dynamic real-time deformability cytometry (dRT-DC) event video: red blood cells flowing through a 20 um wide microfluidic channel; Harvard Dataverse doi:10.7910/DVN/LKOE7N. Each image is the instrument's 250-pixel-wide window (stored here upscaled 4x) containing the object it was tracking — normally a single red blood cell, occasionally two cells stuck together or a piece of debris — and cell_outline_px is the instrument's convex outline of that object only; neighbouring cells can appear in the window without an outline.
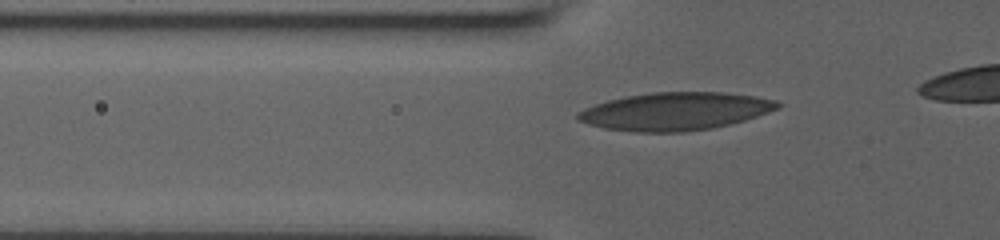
{"species": "human", "species_latin": "Homo sapiens", "temperature_condition": "room temperature", "stored_images_in_passage": 43, "camera_frame_rate_fps": 3000, "um_per_image_px": 0.085, "donor": {"sex": "male"}, "frame": {"image": 1, "passage_image": 26, "time_ms": 4.0, "image_size_px": [1000, 240], "cell_outline_px": [[780, 108], [744, 120], [712, 128], [684, 132], [636, 132], [604, 128], [588, 124], [576, 120], [576, 112], [584, 108], [608, 100], [624, 96], [652, 92], [724, 92], [756, 96], [776, 100], [780, 104]], "centroid_in_image_um": [57.36, 9.46], "position_along_channel_um": 68.4, "area_um2": 44.16}}
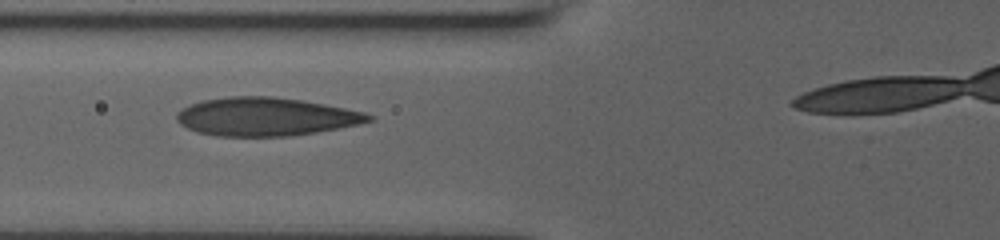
{"frame": {"image": 2, "passage_image": 32, "time_ms": 5.0, "image_size_px": [1000, 240], "cell_outline_px": [[376, 116], [372, 120], [356, 124], [316, 132], [288, 136], [220, 136], [196, 132], [180, 124], [176, 120], [176, 112], [200, 100], [228, 96], [272, 96], [300, 100], [324, 104], [364, 112]], "centroid_in_image_um": [22.55, 9.91], "position_along_channel_um": 103.3, "area_um2": 42.66}}
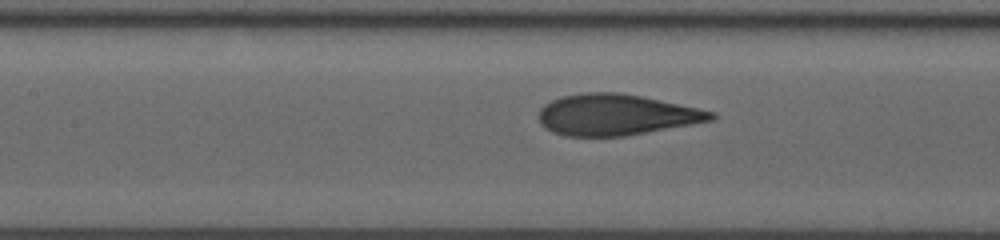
{"frame": {"image": 3, "passage_image": 38, "time_ms": 6.333, "image_size_px": [1000, 240], "cell_outline_px": [[716, 116], [712, 120], [692, 124], [624, 136], [564, 136], [552, 132], [544, 128], [540, 124], [540, 108], [544, 104], [552, 100], [564, 96], [580, 92], [620, 92], [660, 100], [716, 112]], "centroid_in_image_um": [52.34, 9.75], "position_along_channel_um": 155.1, "area_um2": 41.1}}